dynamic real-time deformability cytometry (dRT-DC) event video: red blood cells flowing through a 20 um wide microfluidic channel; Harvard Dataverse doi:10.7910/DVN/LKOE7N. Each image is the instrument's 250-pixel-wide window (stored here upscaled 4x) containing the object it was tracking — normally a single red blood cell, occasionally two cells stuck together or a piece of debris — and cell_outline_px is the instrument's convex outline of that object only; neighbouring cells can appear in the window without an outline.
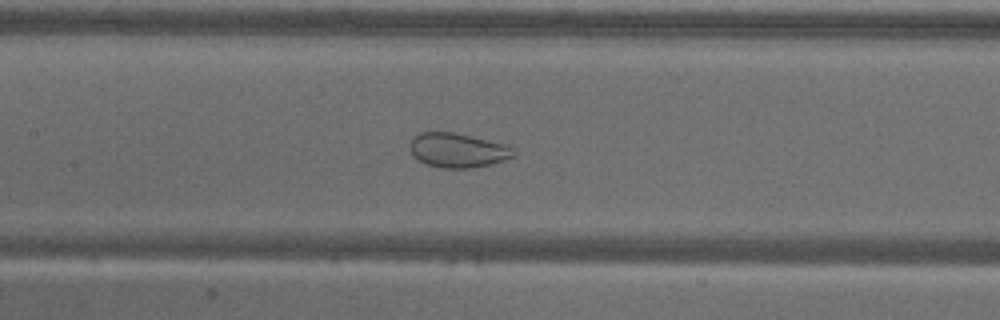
{"species": "common noctule bat (a hibernating species)", "species_latin": "Nyctalus noctula", "temperature_condition": "warm", "stored_images_in_passage": 48, "camera_frame_rate_fps": 3000, "um_per_image_px": 0.085, "animal": {"sex": "male", "body_mass_g": 18.8}, "frame": {"image": 1, "passage_image": 18, "time_ms": 5.667, "image_size_px": [1000, 320], "cell_outline_px": [[516, 156], [492, 164], [468, 168], [444, 168], [428, 164], [412, 156], [408, 148], [412, 140], [420, 132], [452, 132], [488, 140], [504, 144], [512, 148], [516, 152]], "centroid_in_image_um": [38.91, 12.78], "position_along_channel_um": 168.5, "area_um2": 20.63}}
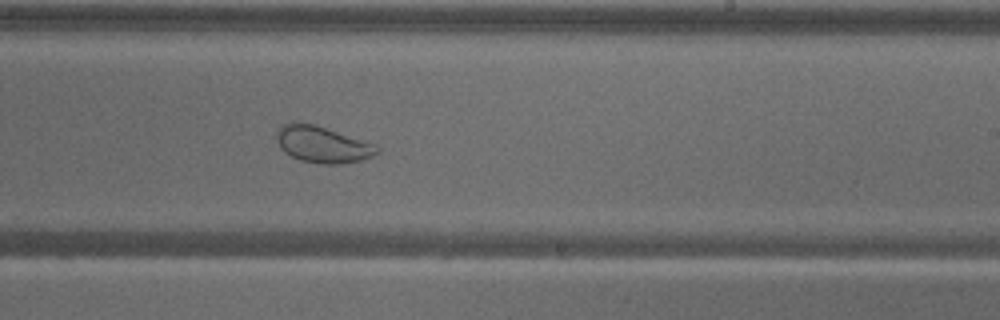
{"frame": {"image": 2, "passage_image": 26, "time_ms": 8.333, "image_size_px": [1000, 320], "cell_outline_px": [[380, 152], [372, 156], [360, 160], [336, 164], [324, 164], [300, 160], [284, 152], [280, 148], [276, 140], [276, 128], [284, 124], [312, 124], [376, 144], [380, 148]], "centroid_in_image_um": [27.41, 12.3], "position_along_channel_um": 261.6, "area_um2": 20.98}}
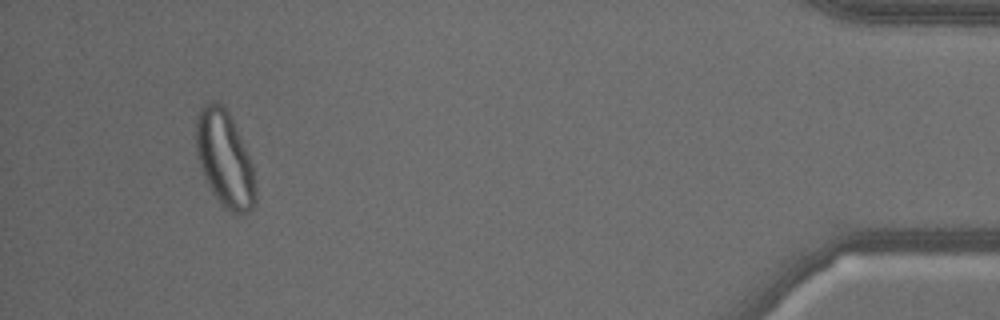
{"frame": {"image": 3, "passage_image": 45, "time_ms": 14.667, "image_size_px": [1000, 320], "cell_outline_px": [[256, 200], [252, 208], [248, 212], [240, 216], [224, 208], [220, 204], [212, 192], [200, 168], [196, 156], [196, 116], [200, 108], [204, 104], [212, 100], [216, 100], [224, 104], [232, 120], [252, 164], [256, 188]], "centroid_in_image_um": [19.08, 13.52], "position_along_channel_um": 416.1, "area_um2": 33.47}, "authors_computed_cell_mechanics": {"area_um2": 28.9, "velocity_mm_per_s": 3.5041, "shape_relaxation_time_tau1_ms": null, "shape_relaxation_time_tau2_ms": 1.128, "deformation_change_tau1": null, "deformation_change_tau2": 0.0573}}